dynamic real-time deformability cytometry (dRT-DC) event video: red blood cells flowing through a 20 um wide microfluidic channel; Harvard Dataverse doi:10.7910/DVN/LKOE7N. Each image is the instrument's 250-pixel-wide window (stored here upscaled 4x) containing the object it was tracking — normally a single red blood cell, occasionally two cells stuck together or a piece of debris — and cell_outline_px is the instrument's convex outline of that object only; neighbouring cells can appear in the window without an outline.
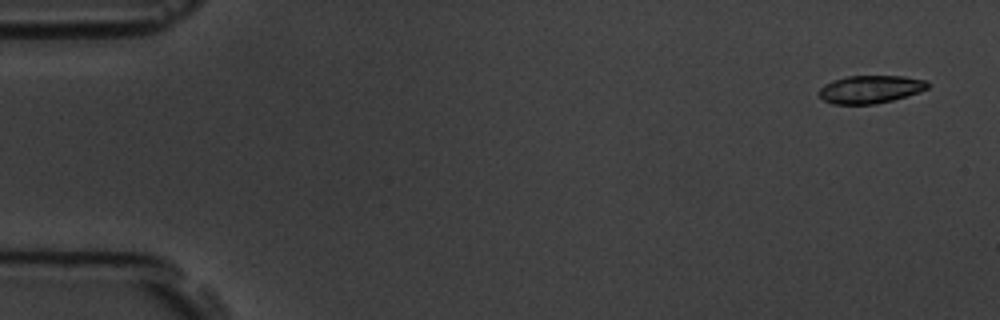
{"species": "common noctule bat (a hibernating species)", "species_latin": "Nyctalus noctula", "temperature_condition": "room temperature", "stored_images_in_passage": 5, "camera_frame_rate_fps": 3000, "um_per_image_px": 0.085, "animal": {"sex": "male", "body_mass_g": 19.5, "forearm_length_mm": 54.6}, "frame": {"image": 1, "passage_image": 1, "time_ms": 0.0, "image_size_px": [1000, 320], "cell_outline_px": [[928, 88], [892, 100], [876, 104], [832, 104], [824, 100], [816, 92], [824, 84], [832, 80], [848, 76], [904, 76], [928, 80]], "centroid_in_image_um": [73.93, 7.58], "position_along_channel_um": 11.1, "area_um2": 17.63}}
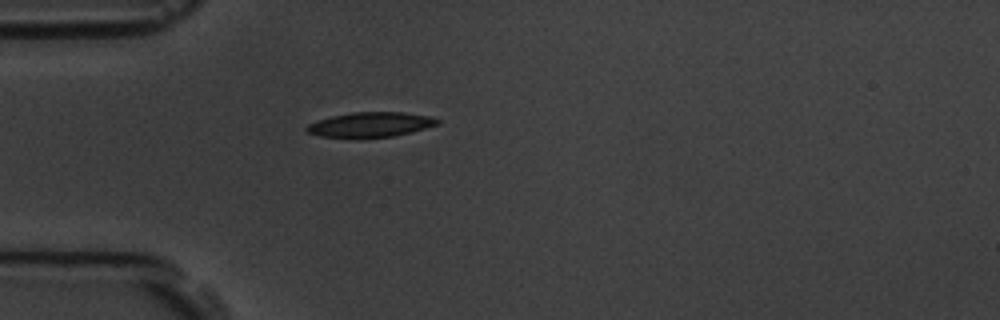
{"frame": {"image": 2, "passage_image": 5, "time_ms": 4.333, "image_size_px": [1000, 320], "cell_outline_px": [[440, 124], [392, 136], [320, 136], [308, 132], [304, 128], [308, 124], [316, 120], [332, 116], [352, 112], [404, 112], [432, 116], [440, 120]], "centroid_in_image_um": [31.51, 10.55], "position_along_channel_um": 53.5, "area_um2": 18.44}}